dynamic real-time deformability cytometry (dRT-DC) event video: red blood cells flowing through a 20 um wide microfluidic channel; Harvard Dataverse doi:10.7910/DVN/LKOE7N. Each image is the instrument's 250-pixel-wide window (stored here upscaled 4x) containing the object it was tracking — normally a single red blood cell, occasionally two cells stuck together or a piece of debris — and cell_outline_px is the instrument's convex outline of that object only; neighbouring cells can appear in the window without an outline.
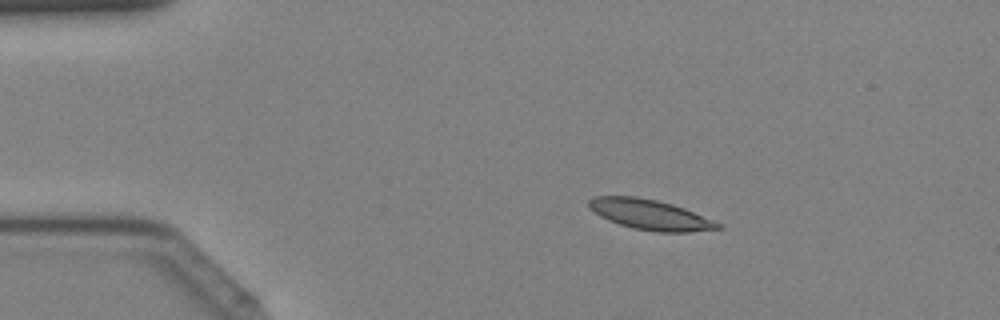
{"species": "Egyptian fruit bat (a non-hibernating species)", "species_latin": "Rousettus aegyptiacus", "temperature_condition": "cold", "stored_images_in_passage": 43, "camera_frame_rate_fps": 3000, "um_per_image_px": 0.085, "animal": {"sex": "female"}, "frame": {"image": 1, "passage_image": 8, "time_ms": 2.333, "image_size_px": [1000, 320], "cell_outline_px": [[724, 228], [688, 232], [656, 232], [632, 228], [608, 220], [600, 216], [588, 208], [588, 200], [596, 196], [636, 196], [656, 200], [672, 204], [684, 208], [724, 224]], "centroid_in_image_um": [55.28, 18.25], "position_along_channel_um": 29.7, "area_um2": 22.83}}
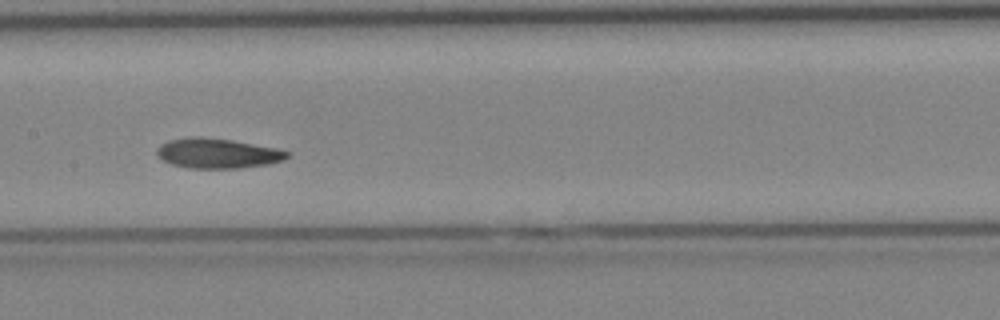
{"frame": {"image": 2, "passage_image": 22, "time_ms": 7.0, "image_size_px": [1000, 320], "cell_outline_px": [[292, 152], [284, 160], [268, 164], [240, 168], [188, 168], [172, 164], [156, 156], [156, 148], [160, 144], [168, 140], [188, 136], [200, 136], [232, 140], [276, 148]], "centroid_in_image_um": [18.46, 13.02], "position_along_channel_um": 188.9, "area_um2": 22.95}}
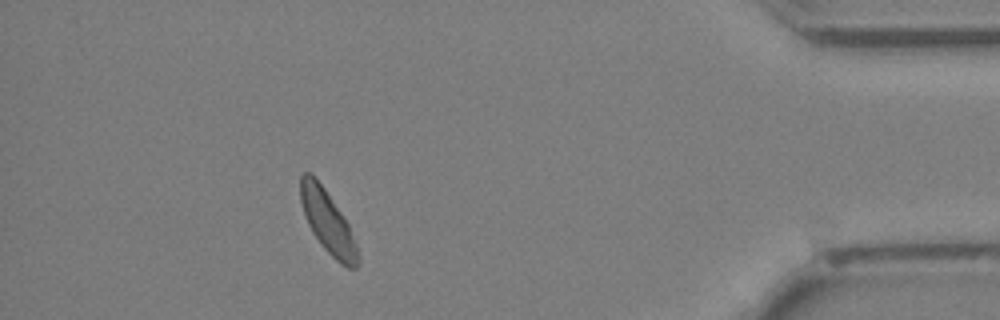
{"frame": {"image": 3, "passage_image": 39, "time_ms": 12.667, "image_size_px": [1000, 320], "cell_outline_px": [[356, 268], [348, 268], [340, 264], [320, 244], [312, 232], [308, 224], [300, 200], [300, 176], [304, 172], [308, 172], [324, 188], [344, 216], [348, 224], [356, 244]], "centroid_in_image_um": [27.82, 18.85], "position_along_channel_um": 407.4, "area_um2": 20.29}}